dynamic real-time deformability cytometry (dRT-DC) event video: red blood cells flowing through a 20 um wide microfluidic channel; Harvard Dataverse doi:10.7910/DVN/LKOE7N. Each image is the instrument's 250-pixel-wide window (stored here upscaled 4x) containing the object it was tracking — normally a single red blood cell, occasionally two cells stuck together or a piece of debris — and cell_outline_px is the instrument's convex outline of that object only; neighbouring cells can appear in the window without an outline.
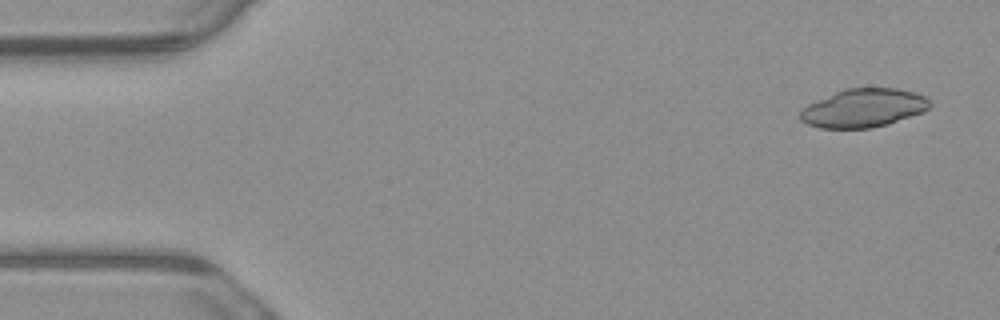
{"species": "common noctule bat (a hibernating species)", "species_latin": "Nyctalus noctula", "temperature_condition": "warm", "stored_images_in_passage": 6, "camera_frame_rate_fps": 3000, "um_per_image_px": 0.085, "animal": {"sex": "male", "body_mass_g": 23.1, "forearm_length_mm": 52.7}, "frame": {"image": 1, "passage_image": 1, "time_ms": 0.0, "image_size_px": [1000, 320], "cell_outline_px": [[932, 104], [924, 112], [888, 124], [872, 128], [820, 128], [808, 124], [800, 120], [800, 108], [808, 104], [844, 88], [896, 88], [912, 92], [924, 96]], "centroid_in_image_um": [73.38, 9.19], "position_along_channel_um": 11.6, "area_um2": 29.07}}